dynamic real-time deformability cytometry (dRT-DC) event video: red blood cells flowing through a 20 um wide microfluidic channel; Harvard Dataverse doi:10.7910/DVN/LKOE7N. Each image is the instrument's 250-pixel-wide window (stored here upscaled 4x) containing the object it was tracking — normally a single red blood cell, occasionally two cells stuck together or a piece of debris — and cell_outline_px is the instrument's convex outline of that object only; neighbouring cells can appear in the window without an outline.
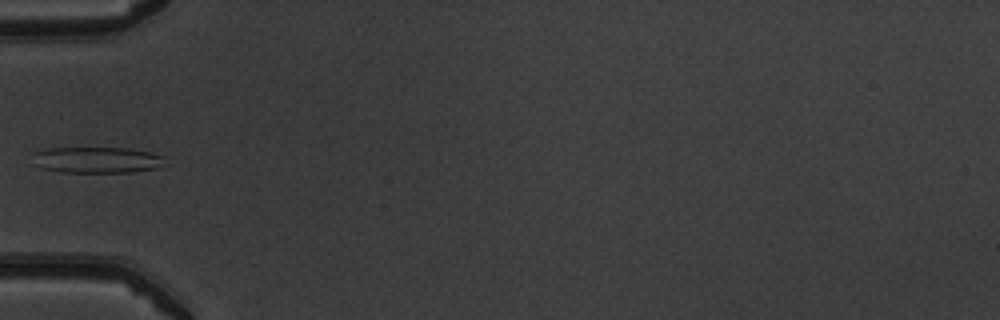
{"species": "common noctule bat (a hibernating species)", "species_latin": "Nyctalus noctula", "temperature_condition": "warm", "stored_images_in_passage": 4, "camera_frame_rate_fps": 3000, "um_per_image_px": 0.085, "animal": {"sex": "male", "body_mass_g": 19.5, "forearm_length_mm": 54.6}, "frame": {"image": 1, "passage_image": 1, "time_ms": 0.0, "image_size_px": [1000, 320], "cell_outline_px": [[164, 164], [156, 168], [132, 172], [60, 172], [40, 168], [32, 152], [48, 148], [128, 148], [148, 152], [164, 156]], "centroid_in_image_um": [8.25, 13.59], "position_along_channel_um": 76.8, "area_um2": 20.0}}